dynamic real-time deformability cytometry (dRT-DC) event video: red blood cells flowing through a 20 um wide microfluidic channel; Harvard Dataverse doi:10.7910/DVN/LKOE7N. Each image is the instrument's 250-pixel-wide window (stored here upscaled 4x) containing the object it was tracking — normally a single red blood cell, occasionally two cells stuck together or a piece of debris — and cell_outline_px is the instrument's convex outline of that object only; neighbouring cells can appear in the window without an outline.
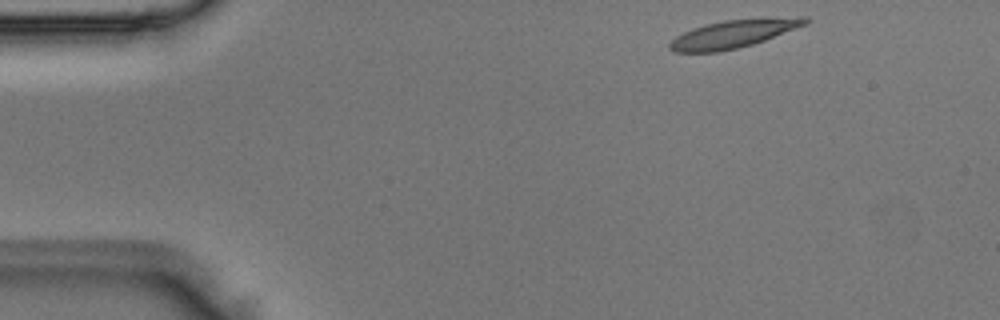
{"species": "Egyptian fruit bat (a non-hibernating species)", "species_latin": "Rousettus aegyptiacus", "temperature_condition": "room temperature", "stored_images_in_passage": 6, "camera_frame_rate_fps": 3000, "um_per_image_px": 0.085, "animal": {"sex": "male"}, "frame": {"image": 1, "passage_image": 1, "time_ms": 0.0, "image_size_px": [1000, 320], "cell_outline_px": [[808, 24], [764, 40], [752, 44], [736, 48], [716, 52], [676, 52], [668, 48], [668, 44], [676, 36], [692, 28], [704, 24], [724, 20], [764, 16], [808, 16]], "centroid_in_image_um": [62.41, 2.83], "position_along_channel_um": 22.6, "area_um2": 22.54}}
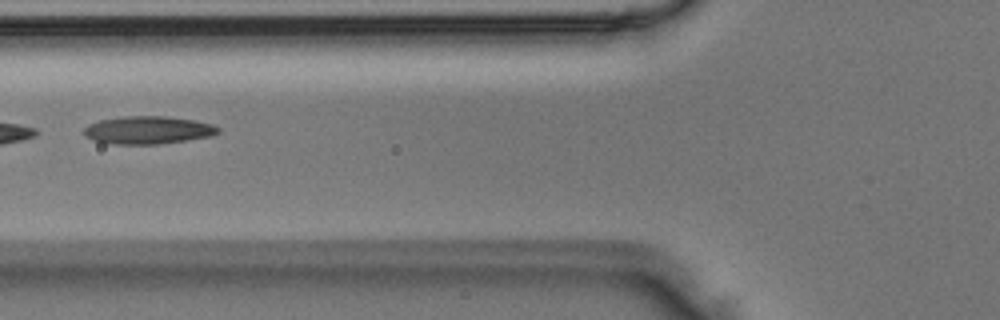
{"frame": {"image": 2, "passage_image": 5, "time_ms": 1.333, "image_size_px": [1000, 320], "cell_outline_px": [[220, 132], [212, 136], [156, 144], [112, 144], [96, 140], [84, 136], [84, 128], [88, 124], [100, 120], [120, 116], [164, 116], [196, 120], [212, 124], [220, 128]], "centroid_in_image_um": [12.58, 11.04], "position_along_channel_um": 113.2, "area_um2": 21.73}}
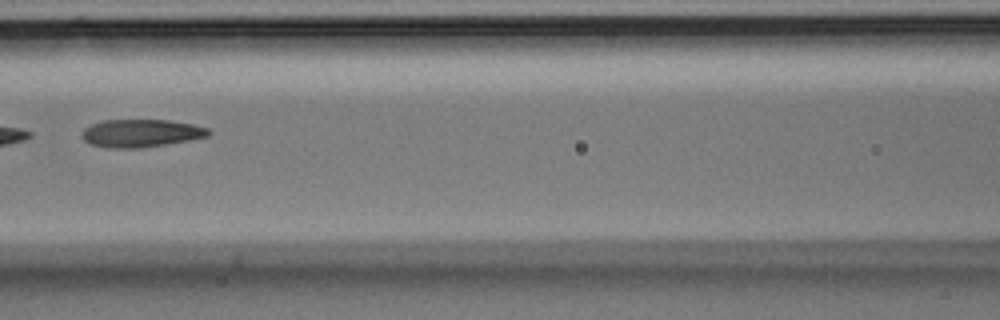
{"frame": {"image": 3, "passage_image": 6, "time_ms": 1.667, "image_size_px": [1000, 320], "cell_outline_px": [[212, 132], [208, 136], [188, 140], [140, 148], [108, 148], [88, 144], [80, 136], [80, 132], [84, 128], [92, 124], [104, 120], [168, 120], [192, 124], [208, 128]], "centroid_in_image_um": [11.93, 11.32], "position_along_channel_um": 154.7, "area_um2": 20.58}}